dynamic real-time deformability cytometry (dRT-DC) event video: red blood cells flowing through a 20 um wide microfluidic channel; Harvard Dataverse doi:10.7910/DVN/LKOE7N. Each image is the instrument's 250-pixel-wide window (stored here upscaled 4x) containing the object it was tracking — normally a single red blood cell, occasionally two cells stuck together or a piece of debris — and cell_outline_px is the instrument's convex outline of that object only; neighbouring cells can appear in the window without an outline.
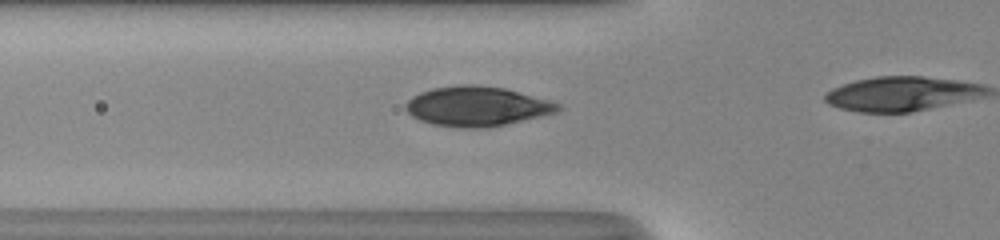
{"species": "human", "species_latin": "Homo sapiens", "temperature_condition": "room temperature", "stored_images_in_passage": 20, "camera_frame_rate_fps": 3000, "um_per_image_px": 0.085, "donor": {"sex": "male"}, "frame": {"image": 1, "passage_image": 15, "time_ms": 4.667, "image_size_px": [1000, 240], "cell_outline_px": [[564, 108], [560, 112], [488, 128], [460, 128], [432, 124], [420, 120], [412, 116], [404, 108], [404, 104], [412, 96], [420, 92], [432, 88], [456, 84], [472, 84], [504, 88], [552, 100], [560, 104]], "centroid_in_image_um": [40.57, 9.03], "position_along_channel_um": 85.2, "area_um2": 35.78}}